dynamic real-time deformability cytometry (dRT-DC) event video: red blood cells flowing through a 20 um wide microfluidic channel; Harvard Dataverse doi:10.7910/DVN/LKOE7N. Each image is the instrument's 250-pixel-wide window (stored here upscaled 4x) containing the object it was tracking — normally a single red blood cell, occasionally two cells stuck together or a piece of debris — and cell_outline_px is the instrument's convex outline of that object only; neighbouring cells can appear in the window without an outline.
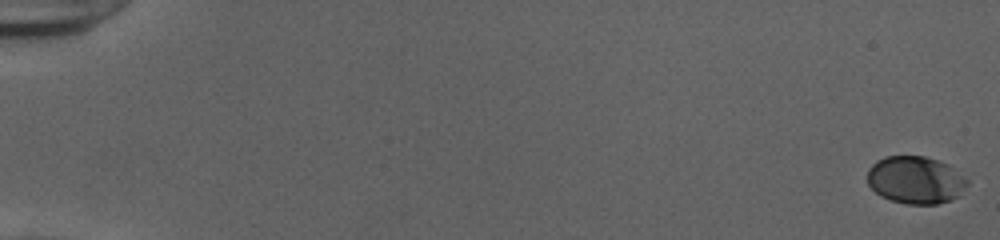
{"species": "human", "species_latin": "Homo sapiens", "temperature_condition": "cold", "stored_images_in_passage": 55, "camera_frame_rate_fps": 3000, "um_per_image_px": 0.085, "donor": {"sex": "female"}, "frame": {"image": 1, "passage_image": 1, "time_ms": 0.0, "image_size_px": [1000, 240], "cell_outline_px": [[968, 184], [960, 196], [952, 200], [936, 204], [904, 204], [880, 196], [868, 184], [868, 168], [876, 160], [884, 156], [924, 156], [948, 164], [968, 180]], "centroid_in_image_um": [77.82, 15.3], "position_along_channel_um": 7.2, "area_um2": 27.8}}
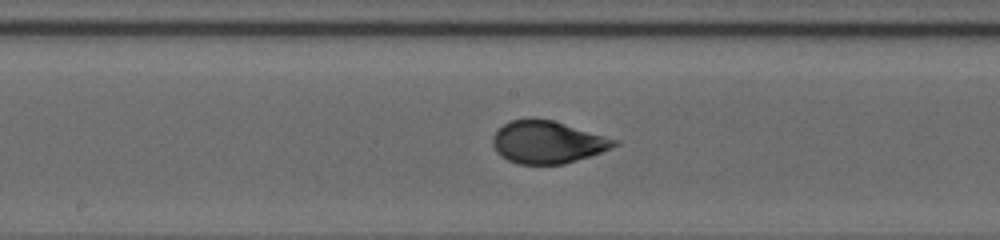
{"frame": {"image": 2, "passage_image": 31, "time_ms": 10.0, "image_size_px": [1000, 240], "cell_outline_px": [[620, 144], [612, 148], [564, 164], [516, 164], [500, 156], [496, 152], [492, 144], [492, 136], [504, 124], [512, 120], [532, 116], [552, 120], [620, 140]], "centroid_in_image_um": [46.52, 12.07], "position_along_channel_um": 201.7, "area_um2": 30.35}}
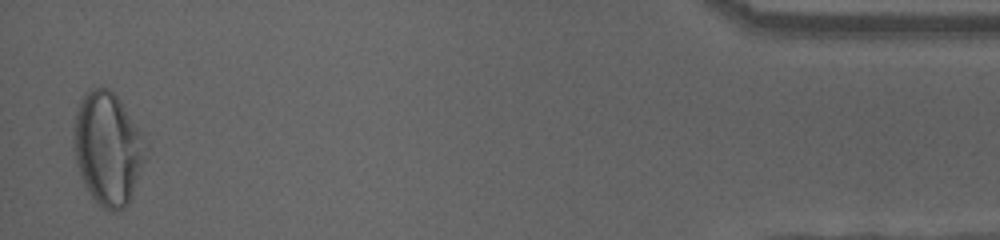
{"frame": {"image": 3, "passage_image": 54, "time_ms": 17.667, "image_size_px": [1000, 240], "cell_outline_px": [[144, 160], [132, 192], [124, 208], [116, 212], [112, 212], [104, 208], [88, 192], [80, 176], [76, 164], [72, 136], [72, 128], [76, 112], [80, 100], [92, 88], [108, 88], [120, 100], [140, 132], [144, 152]], "centroid_in_image_um": [9.09, 12.62], "position_along_channel_um": 426.1, "area_um2": 46.36}, "authors_computed_cell_mechanics": {"area_um2": 29.9404, "velocity_mm_per_s": 3.9013, "shape_relaxation_time_tau1_ms": 6.0741, "shape_relaxation_time_tau2_ms": null, "deformation_change_tau1": 0.1874, "deformation_change_tau2": null}}